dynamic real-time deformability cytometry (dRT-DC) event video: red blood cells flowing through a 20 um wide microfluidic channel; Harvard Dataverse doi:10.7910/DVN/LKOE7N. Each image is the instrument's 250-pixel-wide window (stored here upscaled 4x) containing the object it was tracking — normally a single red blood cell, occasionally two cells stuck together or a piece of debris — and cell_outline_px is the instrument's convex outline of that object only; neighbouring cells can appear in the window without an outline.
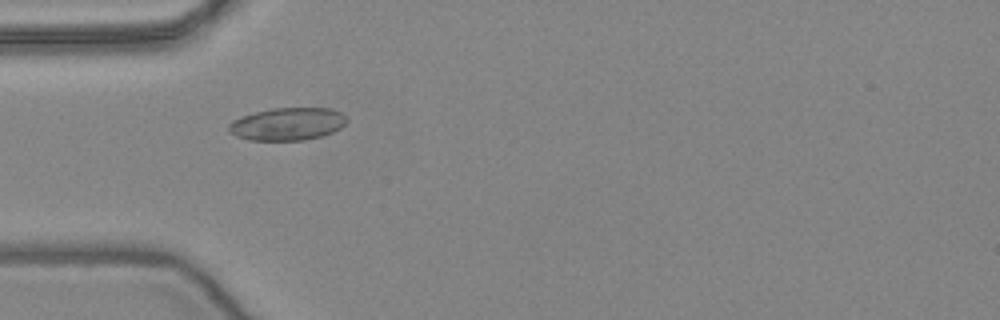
{"species": "common noctule bat (a hibernating species)", "species_latin": "Nyctalus noctula", "temperature_condition": "warm", "stored_images_in_passage": 51, "camera_frame_rate_fps": 3000, "um_per_image_px": 0.085, "animal": {"sex": "female", "body_mass_g": 24.6, "forearm_length_mm": 56.2}, "frame": {"image": 1, "passage_image": 15, "time_ms": 4.667, "image_size_px": [1000, 320], "cell_outline_px": [[348, 120], [340, 128], [332, 132], [320, 136], [304, 140], [248, 140], [236, 136], [228, 132], [228, 124], [232, 120], [240, 116], [272, 108], [332, 108], [340, 112]], "centroid_in_image_um": [24.4, 10.54], "position_along_channel_um": 60.6, "area_um2": 22.48}}
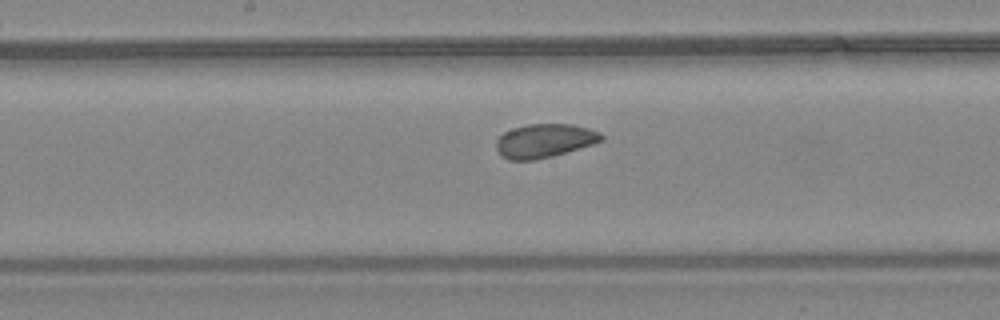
{"frame": {"image": 2, "passage_image": 26, "time_ms": 8.333, "image_size_px": [1000, 320], "cell_outline_px": [[604, 140], [592, 144], [552, 156], [532, 160], [508, 160], [500, 156], [496, 148], [496, 136], [512, 128], [528, 124], [572, 124], [588, 128], [600, 132], [604, 136]], "centroid_in_image_um": [46.24, 11.96], "position_along_channel_um": 202.0, "area_um2": 20.81}}
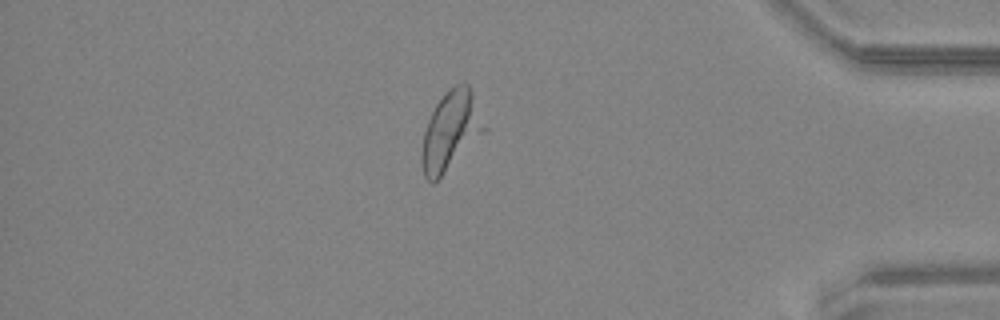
{"frame": {"image": 3, "passage_image": 44, "time_ms": 14.333, "image_size_px": [1000, 320], "cell_outline_px": [[488, 128], [432, 184], [424, 176], [420, 160], [420, 156], [424, 132], [428, 120], [436, 104], [444, 92], [448, 88], [460, 80], [468, 84], [472, 92]], "centroid_in_image_um": [38.3, 11.06], "position_along_channel_um": 396.9, "area_um2": 28.55}, "authors_computed_cell_mechanics": {"area_um2": 22.831, "velocity_mm_per_s": 3.8683, "shape_relaxation_time_tau1_ms": 2.679, "shape_relaxation_time_tau2_ms": 2.5652, "deformation_change_tau1": 0.0675, "deformation_change_tau2": 0.0749}}